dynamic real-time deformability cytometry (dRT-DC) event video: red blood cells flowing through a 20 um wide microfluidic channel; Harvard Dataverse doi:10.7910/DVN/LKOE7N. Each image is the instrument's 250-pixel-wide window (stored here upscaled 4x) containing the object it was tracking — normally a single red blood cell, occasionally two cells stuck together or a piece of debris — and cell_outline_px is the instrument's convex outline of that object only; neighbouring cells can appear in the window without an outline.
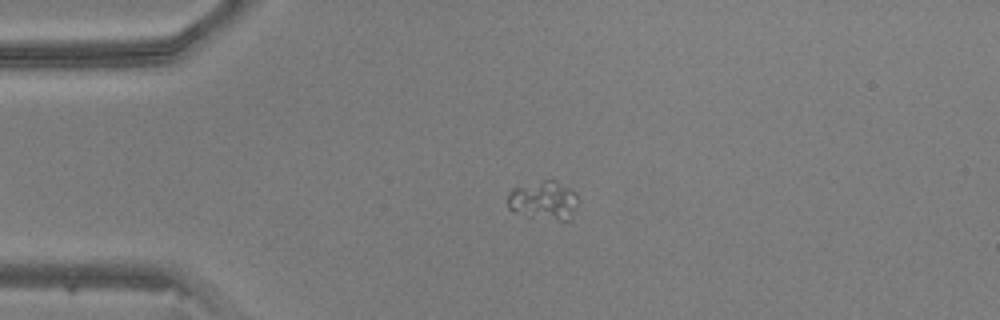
{"species": "common noctule bat (a hibernating species)", "species_latin": "Nyctalus noctula", "temperature_condition": "warm", "stored_images_in_passage": 48, "camera_frame_rate_fps": 3000, "um_per_image_px": 0.085, "animal": {"sex": "male", "body_mass_g": 20.5, "forearm_length_mm": 52.5}, "frame": {"image": 1, "passage_image": 11, "time_ms": 3.333, "image_size_px": [1000, 320], "cell_outline_px": [[576, 208], [572, 216], [568, 220], [556, 220], [524, 216], [508, 208], [508, 196], [512, 188], [544, 180], [556, 180], [576, 192]], "centroid_in_image_um": [46.2, 17.04], "position_along_channel_um": 38.8, "area_um2": 15.84}}
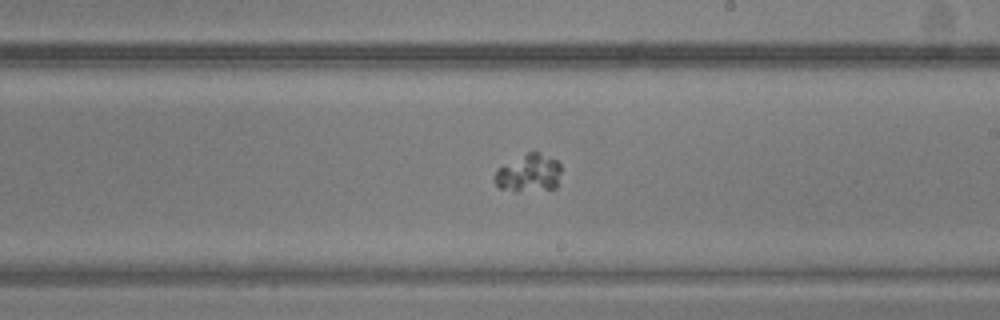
{"frame": {"image": 2, "passage_image": 28, "time_ms": 9.0, "image_size_px": [1000, 320], "cell_outline_px": [[560, 172], [556, 188], [516, 192], [500, 188], [496, 184], [496, 168], [528, 152], [536, 152], [556, 160], [560, 164]], "centroid_in_image_um": [44.94, 14.73], "position_along_channel_um": 244.1, "area_um2": 14.45}}
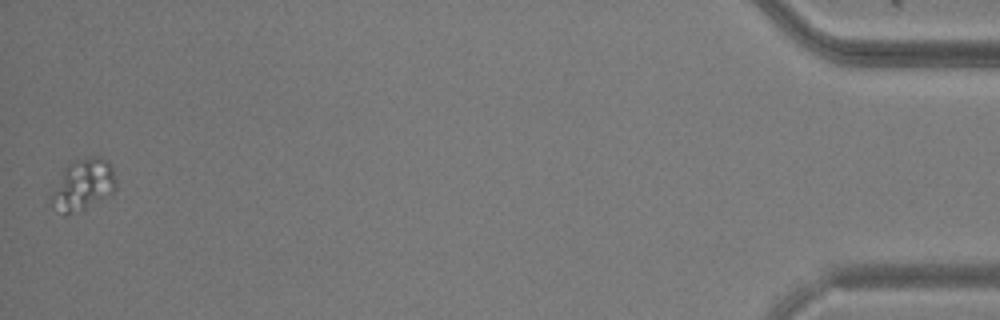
{"frame": {"image": 3, "passage_image": 48, "time_ms": 15.667, "image_size_px": [1000, 320], "cell_outline_px": [[116, 188], [112, 192], [84, 208], [64, 216], [52, 204], [52, 192], [64, 168], [68, 164], [76, 160], [88, 156], [100, 156], [108, 160], [112, 164], [116, 180]], "centroid_in_image_um": [7.09, 15.65], "position_along_channel_um": 428.1, "area_um2": 19.02}}